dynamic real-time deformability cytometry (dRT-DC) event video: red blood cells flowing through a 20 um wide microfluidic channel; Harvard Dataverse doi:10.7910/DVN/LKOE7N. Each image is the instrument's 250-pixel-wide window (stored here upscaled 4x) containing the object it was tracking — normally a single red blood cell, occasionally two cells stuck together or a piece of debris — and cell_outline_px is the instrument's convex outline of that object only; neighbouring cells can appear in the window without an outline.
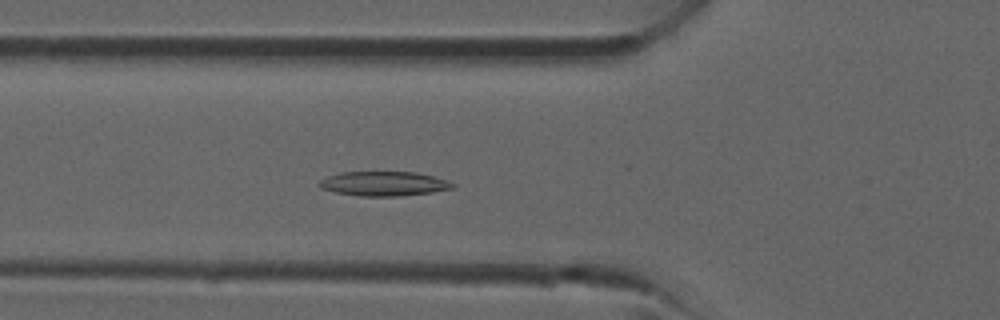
{"species": "common noctule bat (a hibernating species)", "species_latin": "Nyctalus noctula", "temperature_condition": "room temperature", "stored_images_in_passage": 37, "camera_frame_rate_fps": 3000, "um_per_image_px": 0.085, "animal": {"sex": "male", "forearm_length_mm": 52.5}, "frame": {"image": 1, "passage_image": 12, "time_ms": 3.667, "image_size_px": [1000, 320], "cell_outline_px": [[456, 188], [432, 192], [400, 196], [360, 196], [336, 192], [320, 188], [320, 180], [328, 176], [340, 172], [416, 172], [432, 176], [456, 184]], "centroid_in_image_um": [32.64, 15.61], "position_along_channel_um": 93.2, "area_um2": 18.9}}
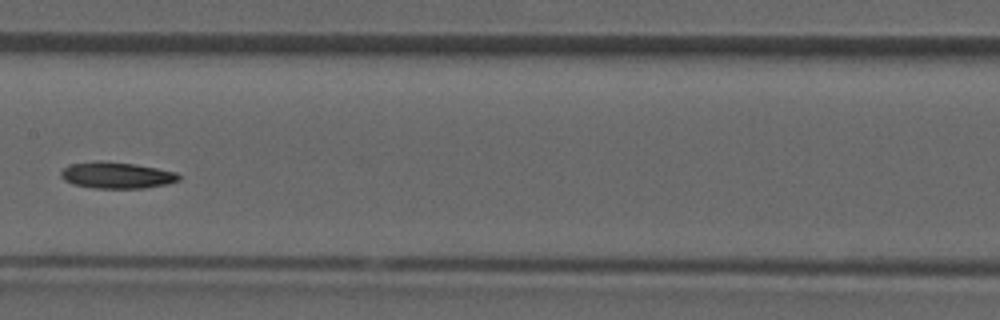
{"frame": {"image": 2, "passage_image": 18, "time_ms": 5.667, "image_size_px": [1000, 320], "cell_outline_px": [[180, 180], [168, 184], [144, 188], [92, 188], [72, 184], [64, 180], [60, 176], [60, 172], [64, 168], [72, 164], [96, 160], [108, 160], [136, 164], [176, 172], [180, 176]], "centroid_in_image_um": [9.91, 14.89], "position_along_channel_um": 197.5, "area_um2": 18.38}}
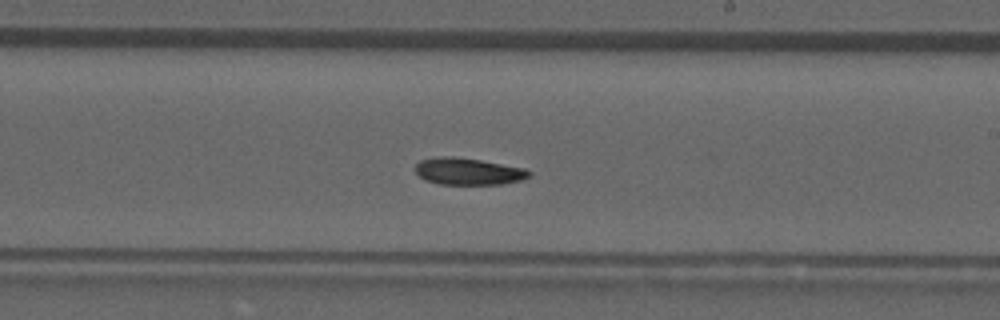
{"frame": {"image": 3, "passage_image": 21, "time_ms": 6.667, "image_size_px": [1000, 320], "cell_outline_px": [[532, 172], [528, 176], [520, 180], [500, 184], [440, 184], [424, 180], [412, 168], [420, 160], [436, 156], [452, 156], [480, 160], [524, 168]], "centroid_in_image_um": [39.72, 14.56], "position_along_channel_um": 249.3, "area_um2": 17.8}}